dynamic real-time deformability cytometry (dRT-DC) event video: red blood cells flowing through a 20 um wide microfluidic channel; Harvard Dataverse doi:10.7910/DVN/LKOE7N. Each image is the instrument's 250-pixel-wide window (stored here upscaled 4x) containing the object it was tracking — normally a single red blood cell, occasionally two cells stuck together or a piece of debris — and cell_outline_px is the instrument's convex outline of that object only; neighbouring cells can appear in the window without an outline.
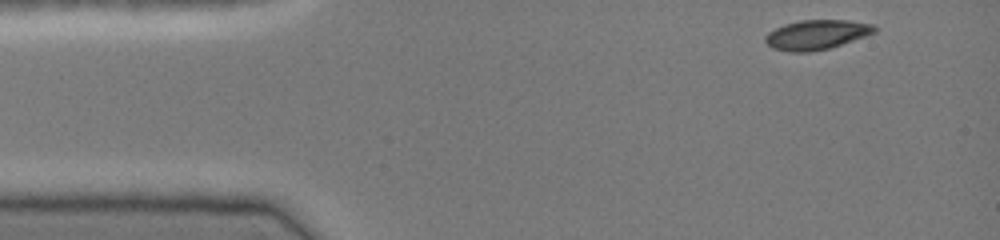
{"species": "common noctule bat (a hibernating species)", "species_latin": "Nyctalus noctula", "temperature_condition": "cold", "stored_images_in_passage": 38, "camera_frame_rate_fps": 3000, "um_per_image_px": 0.085, "animal": {"sex": "female", "body_mass_g": 19.0, "forearm_length_mm": 51.5}, "frame": {"image": 1, "passage_image": 1, "time_ms": 0.0, "image_size_px": [1000, 240], "cell_outline_px": [[876, 32], [828, 48], [808, 52], [788, 52], [772, 48], [764, 40], [764, 36], [768, 32], [784, 24], [800, 20], [848, 20], [872, 24], [876, 28]], "centroid_in_image_um": [69.36, 2.94], "position_along_channel_um": 15.6, "area_um2": 18.67}}
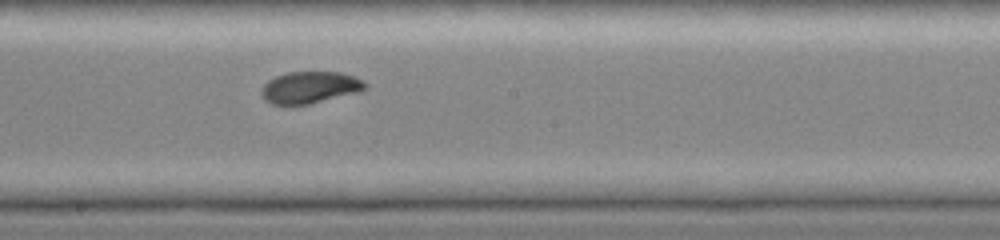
{"frame": {"image": 2, "passage_image": 22, "time_ms": 7.0, "image_size_px": [1000, 240], "cell_outline_px": [[368, 88], [360, 92], [308, 104], [272, 104], [264, 100], [260, 92], [264, 84], [268, 80], [276, 76], [288, 72], [340, 72], [364, 80], [368, 84]], "centroid_in_image_um": [26.37, 7.43], "position_along_channel_um": 221.8, "area_um2": 19.31}}
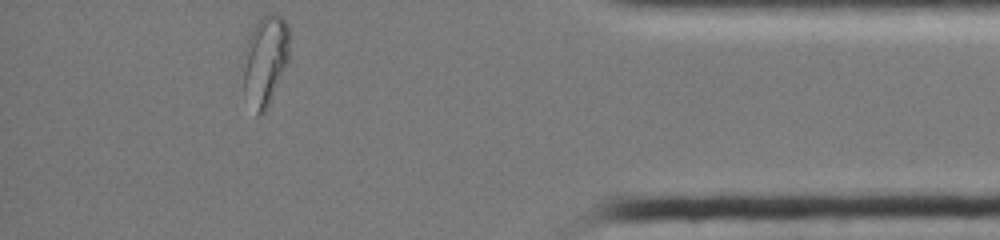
{"frame": {"image": 3, "passage_image": 38, "time_ms": 12.333, "image_size_px": [1000, 240], "cell_outline_px": [[288, 60], [268, 108], [260, 116], [256, 116], [244, 92], [244, 48], [248, 36], [256, 24], [268, 12], [272, 12], [280, 16], [288, 24]], "centroid_in_image_um": [22.53, 5.16], "position_along_channel_um": 412.7, "area_um2": 24.16}, "authors_computed_cell_mechanics": {"area_um2": 19.4786, "velocity_mm_per_s": 4.1003, "shape_relaxation_time_tau1_ms": 9.0214, "shape_relaxation_time_tau2_ms": 1.0613, "deformation_change_tau1": 0.2709, "deformation_change_tau2": 0.0385}}